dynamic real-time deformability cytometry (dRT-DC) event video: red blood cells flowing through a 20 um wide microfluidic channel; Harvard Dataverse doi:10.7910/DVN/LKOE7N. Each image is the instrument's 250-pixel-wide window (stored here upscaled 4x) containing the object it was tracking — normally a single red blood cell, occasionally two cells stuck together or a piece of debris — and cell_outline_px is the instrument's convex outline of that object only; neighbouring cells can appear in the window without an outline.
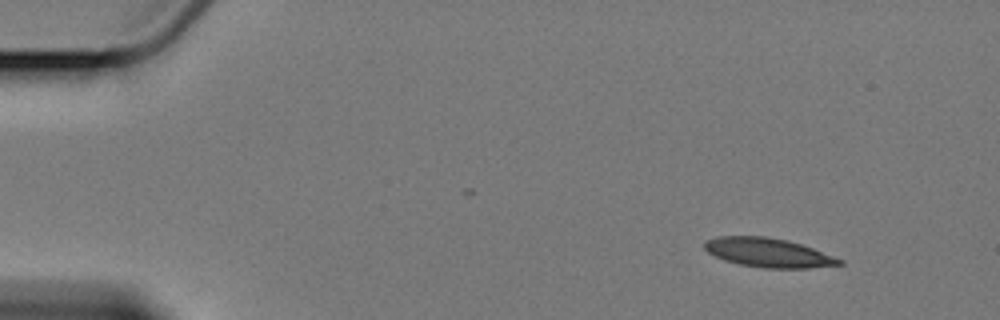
{"species": "Egyptian fruit bat (a non-hibernating species)", "species_latin": "Rousettus aegyptiacus", "temperature_condition": "cold", "stored_images_in_passage": 8, "camera_frame_rate_fps": 3000, "um_per_image_px": 0.085, "animal": {"sex": "female"}, "frame": {"image": 1, "passage_image": 1, "time_ms": 0.0, "image_size_px": [1000, 320], "cell_outline_px": [[844, 264], [808, 268], [764, 268], [740, 264], [724, 260], [708, 252], [704, 248], [704, 244], [708, 240], [720, 236], [768, 236], [788, 240], [812, 248], [844, 260]], "centroid_in_image_um": [65.32, 21.47], "position_along_channel_um": 19.7, "area_um2": 22.72}}
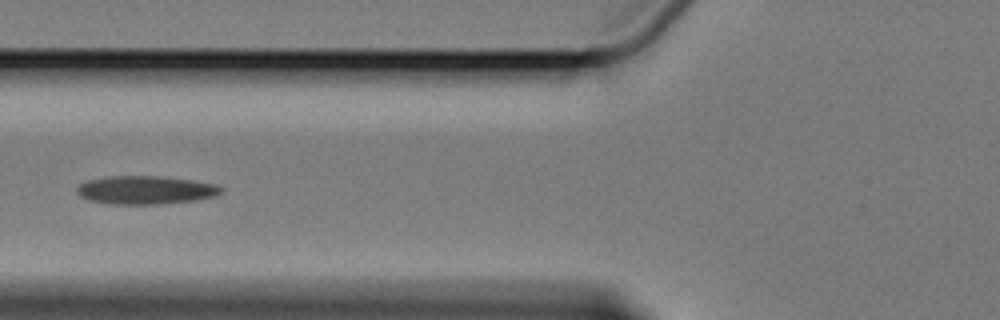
{"frame": {"image": 2, "passage_image": 5, "time_ms": 5.667, "image_size_px": [1000, 320], "cell_outline_px": [[224, 192], [216, 196], [196, 200], [160, 204], [108, 204], [88, 200], [80, 196], [76, 192], [76, 188], [80, 184], [88, 180], [112, 176], [156, 176], [192, 180], [216, 184], [224, 188]], "centroid_in_image_um": [12.4, 16.16], "position_along_channel_um": 113.4, "area_um2": 23.93}}